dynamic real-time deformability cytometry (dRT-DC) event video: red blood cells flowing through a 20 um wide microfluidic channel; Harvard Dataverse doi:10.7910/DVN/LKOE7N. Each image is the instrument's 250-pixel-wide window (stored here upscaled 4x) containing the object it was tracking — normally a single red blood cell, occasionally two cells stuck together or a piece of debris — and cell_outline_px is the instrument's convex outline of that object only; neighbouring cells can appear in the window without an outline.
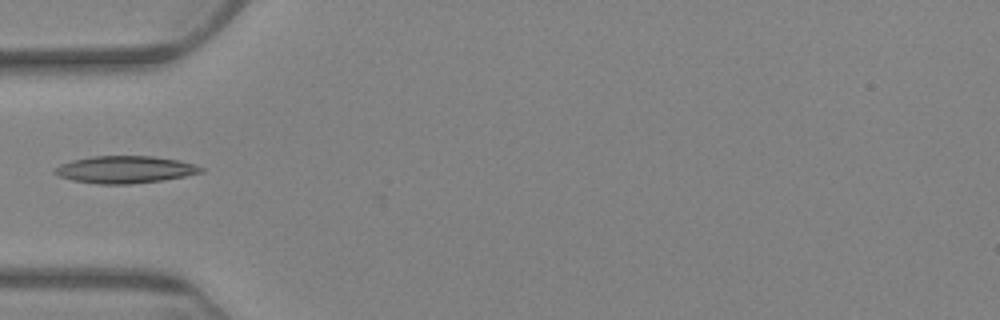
{"species": "Egyptian fruit bat (a non-hibernating species)", "species_latin": "Rousettus aegyptiacus", "temperature_condition": "warm", "stored_images_in_passage": 5, "camera_frame_rate_fps": 3000, "um_per_image_px": 0.085, "animal": {"sex": "female"}, "frame": {"image": 1, "passage_image": 1, "time_ms": 0.0, "image_size_px": [1000, 320], "cell_outline_px": [[204, 172], [164, 180], [128, 184], [96, 184], [72, 180], [60, 176], [52, 172], [52, 168], [60, 164], [72, 160], [92, 156], [152, 156], [180, 160], [196, 164], [204, 168]], "centroid_in_image_um": [10.62, 14.41], "position_along_channel_um": 74.4, "area_um2": 23.41}}
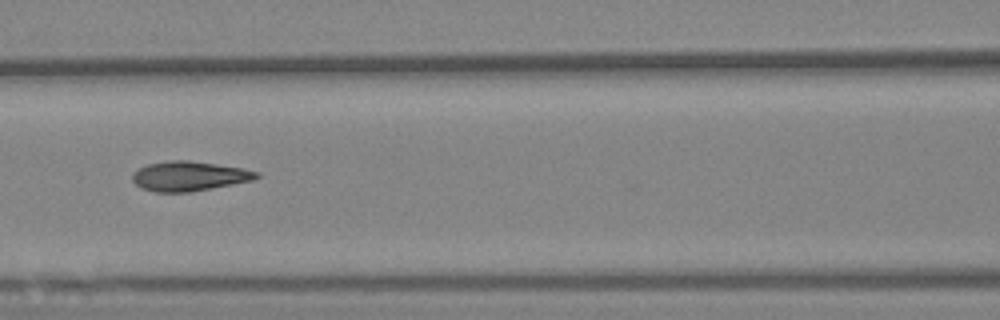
{"frame": {"image": 2, "passage_image": 3, "time_ms": 2.333, "image_size_px": [1000, 320], "cell_outline_px": [[260, 176], [252, 180], [212, 188], [188, 192], [156, 192], [140, 188], [132, 180], [132, 172], [148, 164], [168, 160], [188, 160], [244, 168], [260, 172]], "centroid_in_image_um": [16.06, 14.96], "position_along_channel_um": 150.5, "area_um2": 21.44}}
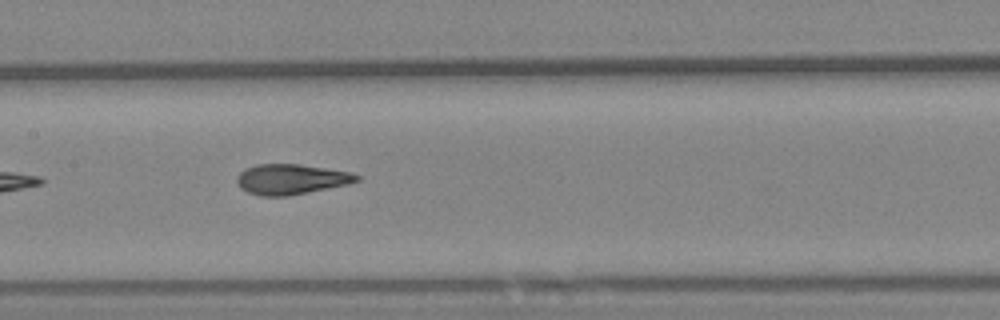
{"frame": {"image": 3, "passage_image": 4, "time_ms": 3.333, "image_size_px": [1000, 320], "cell_outline_px": [[360, 180], [348, 184], [288, 196], [260, 196], [248, 192], [240, 188], [236, 184], [236, 176], [244, 168], [256, 164], [300, 164], [348, 172], [360, 176]], "centroid_in_image_um": [24.68, 15.23], "position_along_channel_um": 182.7, "area_um2": 21.15}}